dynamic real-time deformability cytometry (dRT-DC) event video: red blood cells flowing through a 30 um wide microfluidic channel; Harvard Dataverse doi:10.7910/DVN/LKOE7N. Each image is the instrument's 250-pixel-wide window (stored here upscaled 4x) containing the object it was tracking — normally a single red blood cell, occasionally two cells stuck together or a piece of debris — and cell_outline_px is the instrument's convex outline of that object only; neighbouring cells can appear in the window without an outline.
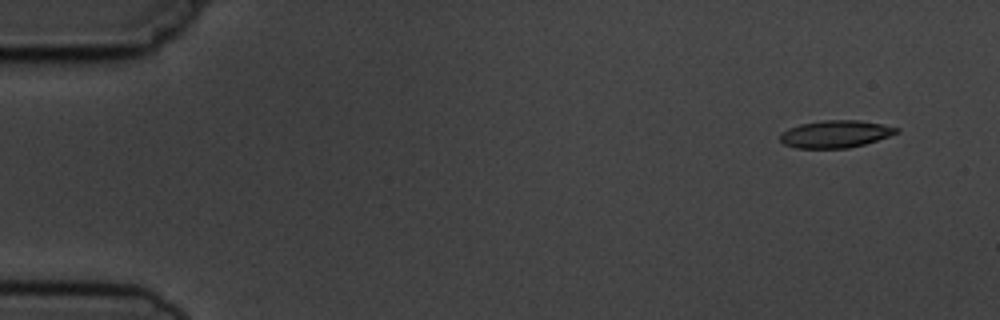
{"species": "common noctule bat (a hibernating species)", "species_latin": "Nyctalus noctula", "temperature_condition": "cold", "stored_images_in_passage": 10, "camera_frame_rate_fps": 3000, "um_per_image_px": 0.085, "animal": {"sex": "male", "body_mass_g": 19.5, "forearm_length_mm": 54.6}, "frame": {"image": 1, "passage_image": 1, "time_ms": 0.0, "image_size_px": [1000, 320], "cell_outline_px": [[900, 132], [864, 144], [848, 148], [796, 148], [784, 144], [780, 140], [780, 132], [788, 128], [800, 124], [820, 120], [860, 120], [884, 124], [900, 128]], "centroid_in_image_um": [71.01, 11.38], "position_along_channel_um": 14.0, "area_um2": 18.67}}
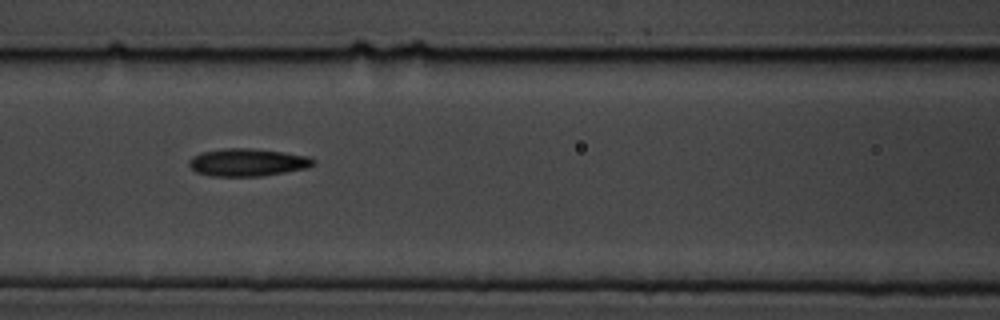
{"frame": {"image": 2, "passage_image": 6, "time_ms": 6.667, "image_size_px": [1000, 320], "cell_outline_px": [[316, 164], [308, 168], [260, 176], [212, 176], [196, 172], [188, 164], [188, 160], [192, 156], [200, 152], [224, 148], [252, 148], [284, 152], [308, 156], [316, 160]], "centroid_in_image_um": [21.04, 13.79], "position_along_channel_um": 145.6, "area_um2": 20.17}}
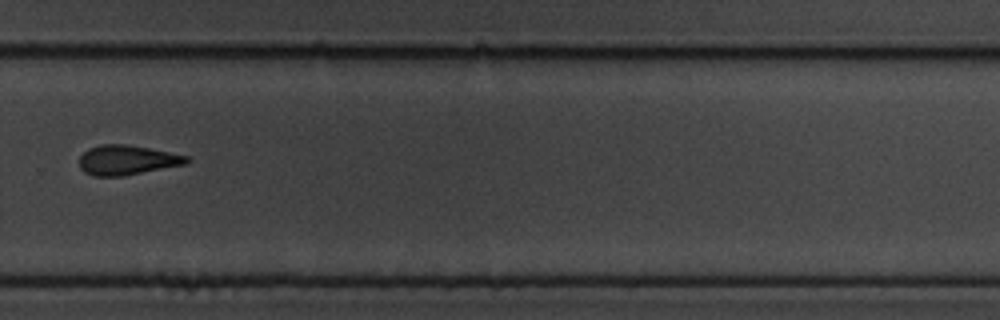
{"frame": {"image": 3, "passage_image": 10, "time_ms": 11.333, "image_size_px": [1000, 320], "cell_outline_px": [[192, 160], [188, 164], [124, 176], [92, 176], [84, 172], [80, 168], [80, 156], [88, 148], [100, 144], [124, 144], [148, 148], [188, 156]], "centroid_in_image_um": [10.81, 13.61], "position_along_channel_um": 319.0, "area_um2": 18.73}}